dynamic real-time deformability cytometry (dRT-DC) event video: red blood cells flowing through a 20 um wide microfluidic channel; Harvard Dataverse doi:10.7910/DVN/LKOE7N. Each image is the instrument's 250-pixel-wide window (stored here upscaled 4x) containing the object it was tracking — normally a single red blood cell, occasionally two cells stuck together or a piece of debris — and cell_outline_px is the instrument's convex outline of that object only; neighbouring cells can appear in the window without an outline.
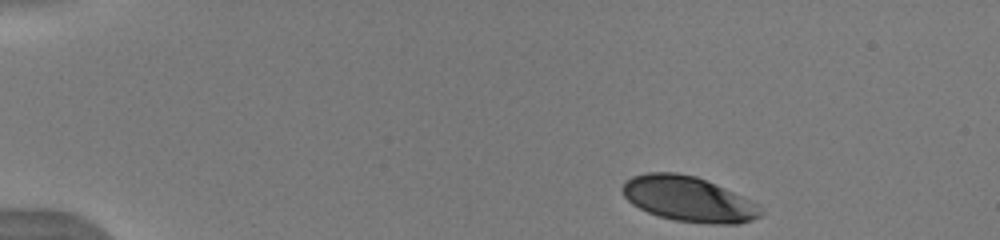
{"species": "human", "species_latin": "Homo sapiens", "temperature_condition": "warm", "stored_images_in_passage": 45, "camera_frame_rate_fps": 3000, "um_per_image_px": 0.085, "donor": {"sex": "male"}, "frame": {"image": 1, "passage_image": 1, "time_ms": 0.0, "image_size_px": [1000, 240], "cell_outline_px": [[764, 212], [760, 216], [752, 220], [740, 224], [708, 224], [676, 220], [660, 216], [648, 212], [632, 204], [624, 196], [620, 188], [624, 180], [632, 176], [648, 172], [676, 172], [696, 176], [752, 200], [760, 204]], "centroid_in_image_um": [58.53, 16.91], "position_along_channel_um": 26.5, "area_um2": 36.65}}
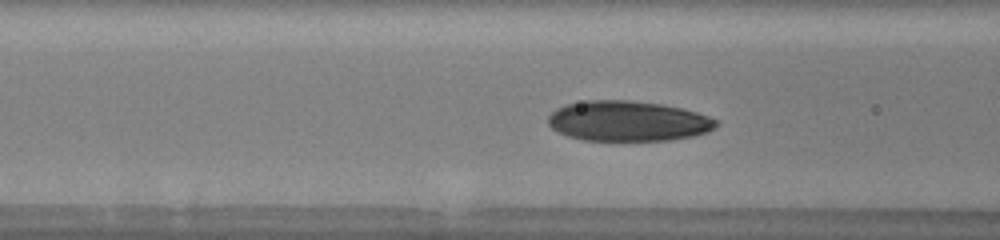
{"frame": {"image": 2, "passage_image": 15, "time_ms": 4.667, "image_size_px": [1000, 240], "cell_outline_px": [[720, 124], [708, 132], [692, 136], [668, 140], [584, 140], [568, 136], [556, 132], [548, 124], [548, 116], [556, 108], [568, 104], [584, 100], [628, 100], [660, 104], [680, 108], [696, 112], [708, 116], [716, 120]], "centroid_in_image_um": [53.35, 10.29], "position_along_channel_um": 113.2, "area_um2": 39.36}}
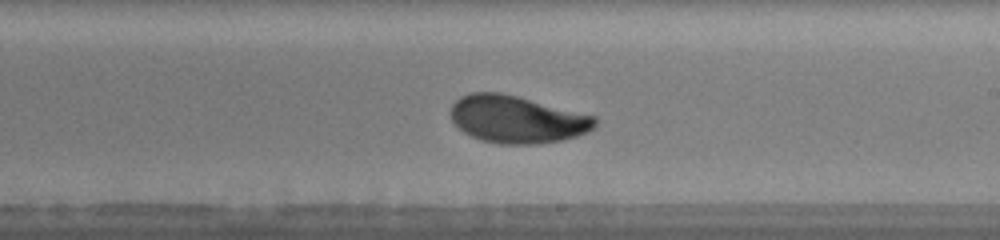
{"frame": {"image": 3, "passage_image": 25, "time_ms": 8.0, "image_size_px": [1000, 240], "cell_outline_px": [[596, 128], [588, 132], [564, 140], [536, 144], [500, 144], [480, 140], [464, 132], [452, 120], [452, 104], [460, 96], [468, 92], [500, 92], [596, 116]], "centroid_in_image_um": [43.96, 10.15], "position_along_channel_um": 245.0, "area_um2": 39.82}, "authors_computed_cell_mechanics": {"area_um2": 38.9572, "velocity_mm_per_s": 3.9558, "shape_relaxation_time_tau1_ms": 2.2065, "shape_relaxation_time_tau2_ms": 0.8699, "deformation_change_tau1": 0.1305, "deformation_change_tau2": 0.0554}}